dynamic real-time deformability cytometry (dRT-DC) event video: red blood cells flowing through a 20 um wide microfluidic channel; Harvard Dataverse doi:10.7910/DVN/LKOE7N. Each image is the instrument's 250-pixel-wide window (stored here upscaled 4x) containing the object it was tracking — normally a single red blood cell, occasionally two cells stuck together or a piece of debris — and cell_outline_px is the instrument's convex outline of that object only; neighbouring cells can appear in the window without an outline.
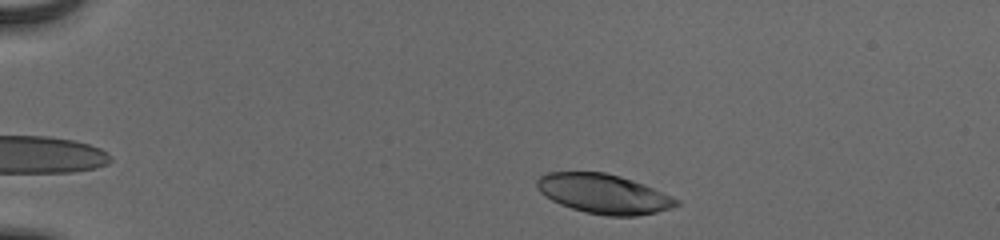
{"species": "human", "species_latin": "Homo sapiens", "temperature_condition": "cold", "stored_images_in_passage": 47, "camera_frame_rate_fps": 3000, "um_per_image_px": 0.085, "donor": {"sex": "male"}, "frame": {"image": 1, "passage_image": 4, "time_ms": 1.0, "image_size_px": [1000, 240], "cell_outline_px": [[680, 204], [672, 208], [656, 212], [636, 216], [608, 216], [584, 212], [560, 204], [552, 200], [540, 192], [536, 188], [536, 180], [540, 176], [548, 172], [604, 172], [620, 176], [644, 184], [672, 196], [680, 200]], "centroid_in_image_um": [51.32, 16.48], "position_along_channel_um": 33.7, "area_um2": 32.14}}
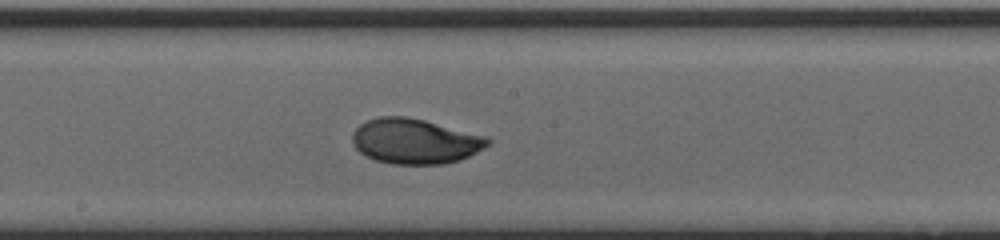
{"frame": {"image": 2, "passage_image": 24, "time_ms": 7.667, "image_size_px": [1000, 240], "cell_outline_px": [[492, 140], [484, 148], [460, 160], [444, 164], [388, 164], [364, 156], [352, 144], [352, 132], [360, 124], [368, 120], [380, 116], [404, 116], [424, 120], [488, 136]], "centroid_in_image_um": [35.26, 12.01], "position_along_channel_um": 212.9, "area_um2": 35.84}}
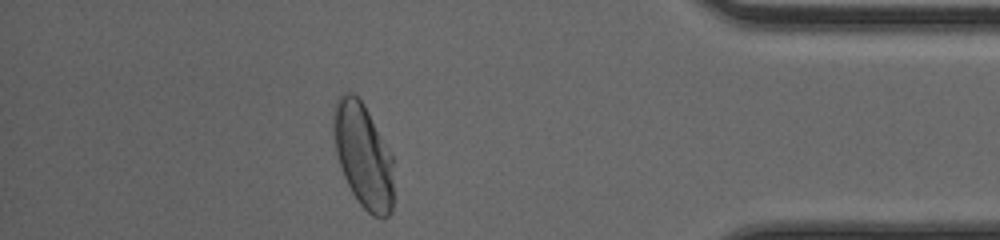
{"frame": {"image": 3, "passage_image": 41, "time_ms": 13.333, "image_size_px": [1000, 240], "cell_outline_px": [[392, 212], [384, 220], [380, 220], [372, 216], [360, 204], [352, 192], [344, 176], [336, 152], [332, 128], [332, 112], [336, 100], [344, 92], [352, 92], [364, 104], [392, 156]], "centroid_in_image_um": [30.85, 13.23], "position_along_channel_um": 404.3, "area_um2": 36.53}, "authors_computed_cell_mechanics": {"area_um2": 34.969, "velocity_mm_per_s": 3.8857, "shape_relaxation_time_tau1_ms": 3.2089, "shape_relaxation_time_tau2_ms": 0.8991, "deformation_change_tau1": 0.1716, "deformation_change_tau2": 0.0379}}